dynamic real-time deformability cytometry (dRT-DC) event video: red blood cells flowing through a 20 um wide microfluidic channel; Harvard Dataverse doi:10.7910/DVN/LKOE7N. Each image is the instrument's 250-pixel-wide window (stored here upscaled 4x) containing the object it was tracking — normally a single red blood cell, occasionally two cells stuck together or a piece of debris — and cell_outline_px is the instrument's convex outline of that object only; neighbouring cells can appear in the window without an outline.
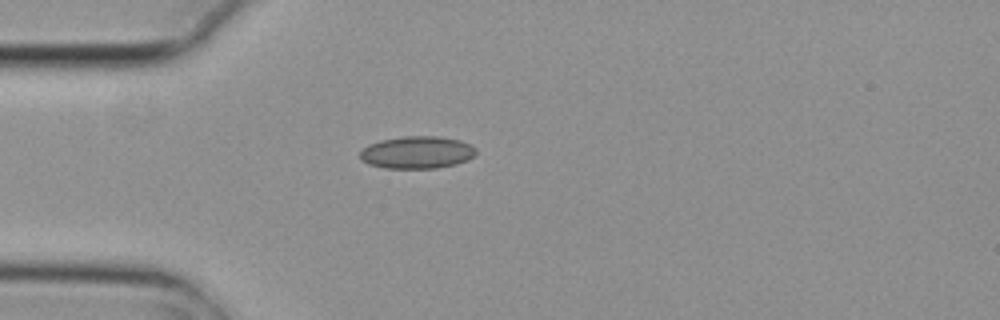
{"species": "common noctule bat (a hibernating species)", "species_latin": "Nyctalus noctula", "temperature_condition": "cold", "stored_images_in_passage": 2, "camera_frame_rate_fps": 3000, "um_per_image_px": 0.085, "animal": {"sex": "female", "body_mass_g": 29.2, "forearm_length_mm": 56.3}, "frame": {"image": 1, "passage_image": 1, "time_ms": 0.0, "image_size_px": [1000, 320], "cell_outline_px": [[476, 152], [468, 160], [456, 164], [436, 168], [384, 168], [368, 164], [360, 160], [360, 152], [368, 144], [380, 140], [404, 136], [436, 136], [460, 140], [476, 148]], "centroid_in_image_um": [35.42, 12.95], "position_along_channel_um": 49.6, "area_um2": 21.91}}